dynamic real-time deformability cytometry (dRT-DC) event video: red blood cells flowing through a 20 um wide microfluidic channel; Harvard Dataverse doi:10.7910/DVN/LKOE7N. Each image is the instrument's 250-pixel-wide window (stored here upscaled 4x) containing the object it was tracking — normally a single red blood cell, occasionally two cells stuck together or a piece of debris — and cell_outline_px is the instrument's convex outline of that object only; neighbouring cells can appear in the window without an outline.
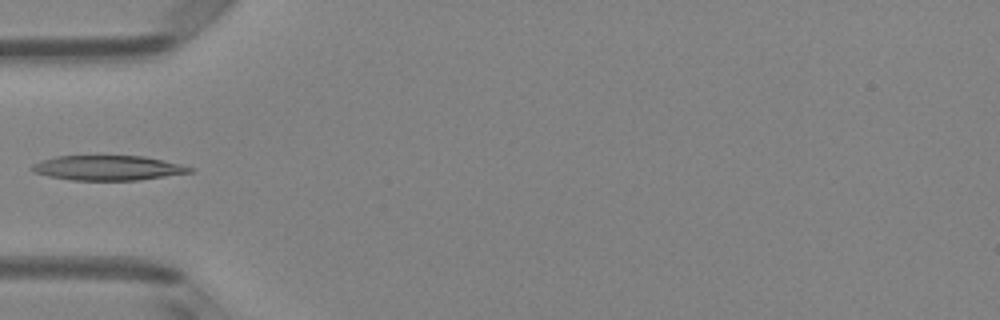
{"species": "Egyptian fruit bat (a non-hibernating species)", "species_latin": "Rousettus aegyptiacus", "temperature_condition": "room temperature", "stored_images_in_passage": 5, "camera_frame_rate_fps": 3000, "um_per_image_px": 0.085, "animal": {"sex": "female"}, "frame": {"image": 1, "passage_image": 5, "time_ms": 1.333, "image_size_px": [1000, 320], "cell_outline_px": [[196, 172], [140, 180], [72, 180], [48, 176], [32, 172], [32, 164], [56, 156], [144, 156], [184, 164], [196, 168]], "centroid_in_image_um": [9.28, 14.27], "position_along_channel_um": 75.7, "area_um2": 23.06}}